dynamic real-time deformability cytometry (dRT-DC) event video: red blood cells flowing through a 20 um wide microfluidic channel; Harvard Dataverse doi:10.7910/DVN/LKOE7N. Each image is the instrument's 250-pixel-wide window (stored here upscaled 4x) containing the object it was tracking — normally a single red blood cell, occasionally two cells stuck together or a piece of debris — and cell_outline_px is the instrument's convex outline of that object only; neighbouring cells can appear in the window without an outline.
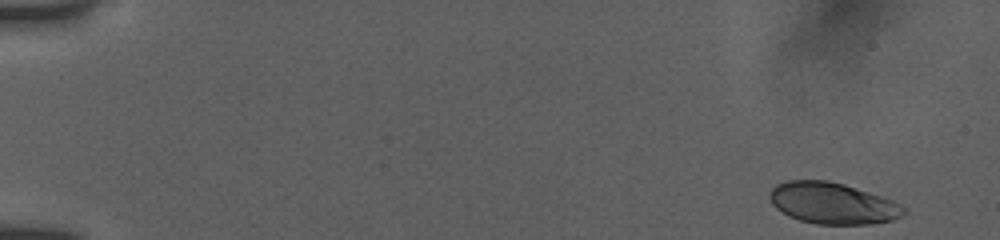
{"species": "human", "species_latin": "Homo sapiens", "temperature_condition": "room temperature", "stored_images_in_passage": 52, "camera_frame_rate_fps": 3000, "um_per_image_px": 0.085, "donor": {"sex": "female"}, "frame": {"image": 1, "passage_image": 1, "time_ms": 0.0, "image_size_px": [1000, 240], "cell_outline_px": [[908, 212], [904, 216], [892, 220], [872, 224], [816, 224], [800, 220], [788, 216], [776, 208], [772, 204], [768, 196], [768, 192], [776, 184], [784, 180], [828, 180], [844, 184], [892, 200], [900, 204]], "centroid_in_image_um": [70.75, 17.27], "position_along_channel_um": 14.3, "area_um2": 32.54}}
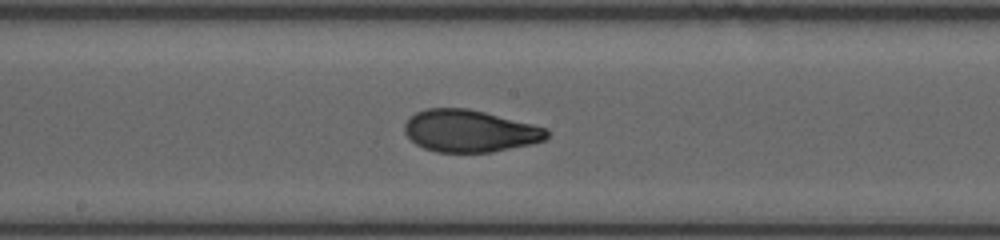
{"frame": {"image": 2, "passage_image": 28, "time_ms": 9.0, "image_size_px": [1000, 240], "cell_outline_px": [[548, 136], [544, 140], [532, 144], [492, 152], [436, 152], [424, 148], [416, 144], [404, 132], [404, 124], [416, 112], [424, 108], [468, 108], [548, 128]], "centroid_in_image_um": [39.92, 11.13], "position_along_channel_um": 208.3, "area_um2": 34.85}}
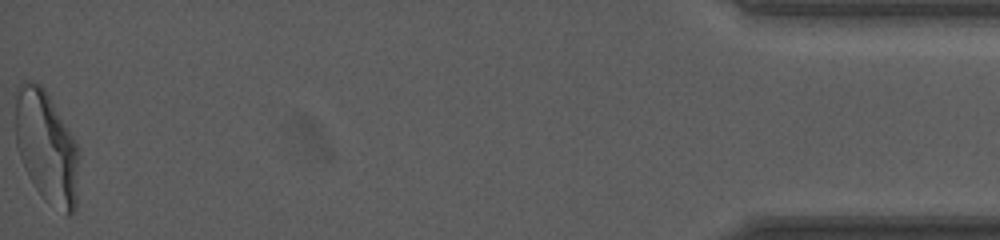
{"frame": {"image": 3, "passage_image": 52, "time_ms": 17.0, "image_size_px": [1000, 240], "cell_outline_px": [[80, 152], [76, 208], [68, 216], [44, 200], [28, 176], [20, 156], [16, 144], [16, 88], [20, 80], [28, 80], [40, 84], [44, 88], [72, 136]], "centroid_in_image_um": [3.96, 12.51], "position_along_channel_um": 431.2, "area_um2": 41.56}, "authors_computed_cell_mechanics": {"area_um2": 34.4488, "velocity_mm_per_s": 3.8646, "shape_relaxation_time_tau1_ms": 3.9973, "shape_relaxation_time_tau2_ms": 0.9992, "deformation_change_tau1": 0.1523, "deformation_change_tau2": 0.0554}}